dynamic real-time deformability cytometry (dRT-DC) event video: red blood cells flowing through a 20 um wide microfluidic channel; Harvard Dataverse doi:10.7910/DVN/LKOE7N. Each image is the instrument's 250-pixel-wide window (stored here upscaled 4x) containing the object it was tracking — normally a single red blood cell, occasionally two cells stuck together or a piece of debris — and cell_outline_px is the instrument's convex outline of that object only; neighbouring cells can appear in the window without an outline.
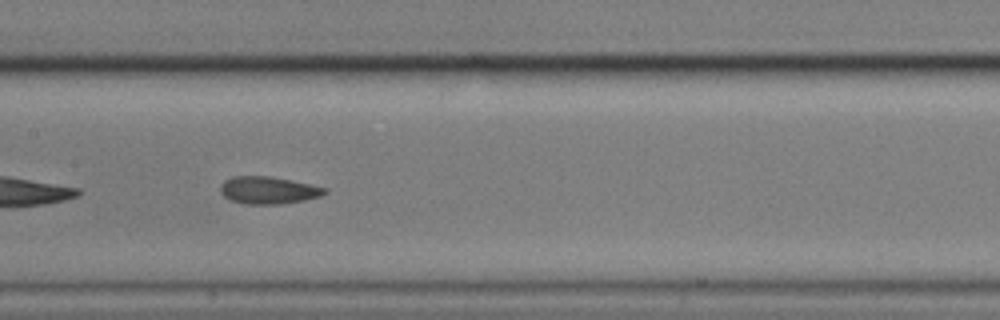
{"species": "common noctule bat (a hibernating species)", "species_latin": "Nyctalus noctula", "temperature_condition": "cold", "stored_images_in_passage": 41, "camera_frame_rate_fps": 3000, "um_per_image_px": 0.085, "animal": {"sex": "male", "body_mass_g": 17.9}, "frame": {"image": 1, "passage_image": 12, "time_ms": 3.667, "image_size_px": [1000, 320], "cell_outline_px": [[328, 192], [320, 196], [304, 200], [280, 204], [244, 204], [232, 200], [224, 196], [220, 192], [220, 184], [224, 180], [232, 176], [268, 176], [328, 188]], "centroid_in_image_um": [22.78, 16.17], "position_along_channel_um": 184.6, "area_um2": 16.53}}
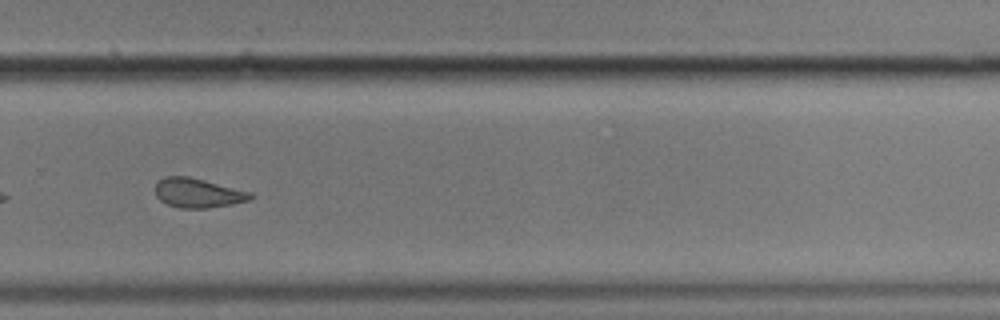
{"frame": {"image": 2, "passage_image": 23, "time_ms": 7.333, "image_size_px": [1000, 320], "cell_outline_px": [[252, 200], [232, 204], [208, 208], [180, 208], [168, 204], [160, 200], [156, 196], [156, 184], [164, 176], [188, 176], [252, 192]], "centroid_in_image_um": [16.84, 16.4], "position_along_channel_um": 313.0, "area_um2": 16.24}}